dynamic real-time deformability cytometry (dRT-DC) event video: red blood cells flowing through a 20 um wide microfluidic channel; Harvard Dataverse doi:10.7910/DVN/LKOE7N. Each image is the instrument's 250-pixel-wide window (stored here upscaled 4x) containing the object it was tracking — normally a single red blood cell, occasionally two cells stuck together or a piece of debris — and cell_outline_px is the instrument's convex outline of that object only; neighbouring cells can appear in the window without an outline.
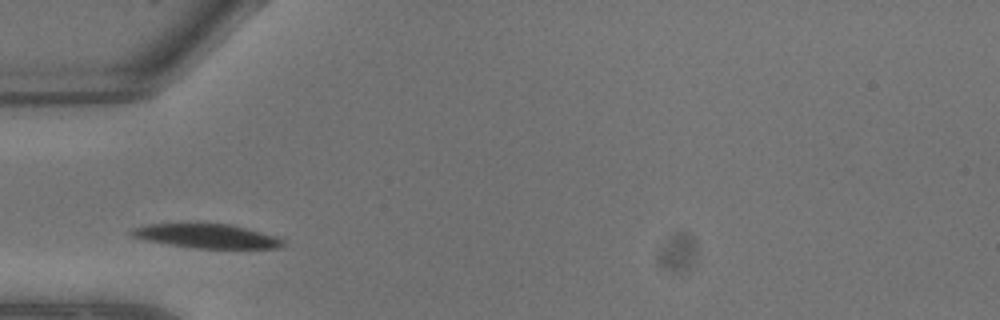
{"species": "common noctule bat (a hibernating species)", "species_latin": "Nyctalus noctula", "temperature_condition": "warm", "stored_images_in_passage": 3, "camera_frame_rate_fps": 3000, "um_per_image_px": 0.085, "animal": {"sex": "male", "body_mass_g": 13.3}, "frame": {"image": 1, "passage_image": 2, "time_ms": 0.333, "image_size_px": [1000, 320], "cell_outline_px": [[288, 244], [280, 248], [192, 248], [168, 244], [148, 240], [132, 236], [128, 232], [132, 228], [148, 224], [188, 220], [228, 224], [248, 228], [276, 236], [284, 240]], "centroid_in_image_um": [17.54, 20.01], "position_along_channel_um": 67.5, "area_um2": 22.37}}